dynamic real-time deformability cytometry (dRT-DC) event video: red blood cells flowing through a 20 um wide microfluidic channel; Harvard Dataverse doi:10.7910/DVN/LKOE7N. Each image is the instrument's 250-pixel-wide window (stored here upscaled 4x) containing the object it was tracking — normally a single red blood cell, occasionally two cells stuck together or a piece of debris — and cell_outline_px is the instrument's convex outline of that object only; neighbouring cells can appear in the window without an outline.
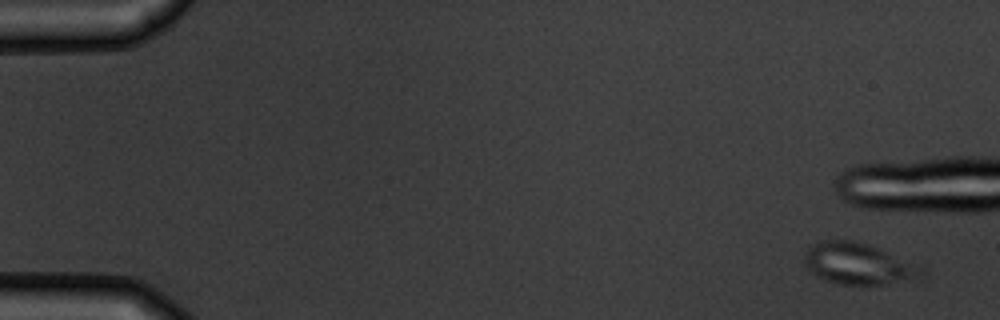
{"species": "common noctule bat (a hibernating species)", "species_latin": "Nyctalus noctula", "temperature_condition": "warm", "stored_images_in_passage": 7, "camera_frame_rate_fps": 3000, "um_per_image_px": 0.085, "animal": {"sex": "male", "body_mass_g": 19.5, "forearm_length_mm": 54.6}, "frame": {"image": 1, "passage_image": 1, "time_ms": 0.0, "image_size_px": [1000, 320], "cell_outline_px": [[924, 276], [920, 280], [880, 284], [840, 284], [816, 276], [804, 264], [804, 256], [808, 248], [812, 244], [824, 240], [852, 240], [868, 244], [880, 248], [924, 268]], "centroid_in_image_um": [72.99, 22.42], "position_along_channel_um": 12.0, "area_um2": 28.32}}